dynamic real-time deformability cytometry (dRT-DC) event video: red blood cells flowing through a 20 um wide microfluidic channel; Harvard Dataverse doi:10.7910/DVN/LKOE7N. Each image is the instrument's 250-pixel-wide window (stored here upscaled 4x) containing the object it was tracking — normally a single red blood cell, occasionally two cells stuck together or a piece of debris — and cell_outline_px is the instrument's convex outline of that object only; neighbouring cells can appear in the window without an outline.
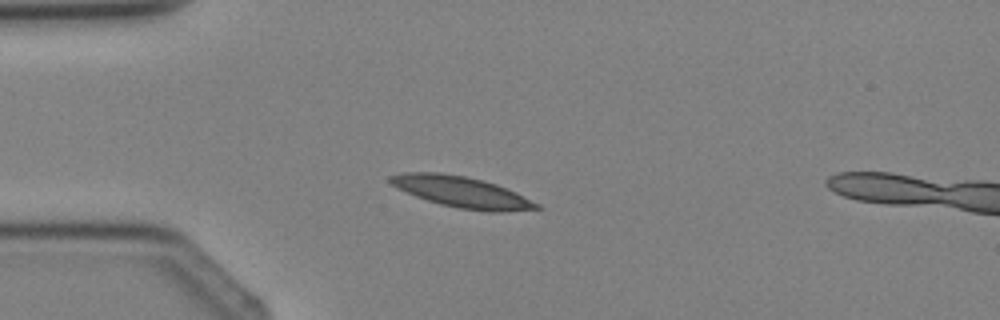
{"species": "Egyptian fruit bat (a non-hibernating species)", "species_latin": "Rousettus aegyptiacus", "temperature_condition": "cold", "stored_images_in_passage": 3, "camera_frame_rate_fps": 3000, "um_per_image_px": 0.085, "animal": {"sex": "female"}, "frame": {"image": 1, "passage_image": 2, "time_ms": 1.333, "image_size_px": [1000, 320], "cell_outline_px": [[544, 208], [504, 212], [484, 212], [460, 208], [440, 204], [416, 196], [396, 188], [388, 180], [388, 176], [400, 172], [440, 172], [464, 176], [496, 184], [516, 192], [540, 204]], "centroid_in_image_um": [39.25, 16.32], "position_along_channel_um": 45.8, "area_um2": 26.53}}